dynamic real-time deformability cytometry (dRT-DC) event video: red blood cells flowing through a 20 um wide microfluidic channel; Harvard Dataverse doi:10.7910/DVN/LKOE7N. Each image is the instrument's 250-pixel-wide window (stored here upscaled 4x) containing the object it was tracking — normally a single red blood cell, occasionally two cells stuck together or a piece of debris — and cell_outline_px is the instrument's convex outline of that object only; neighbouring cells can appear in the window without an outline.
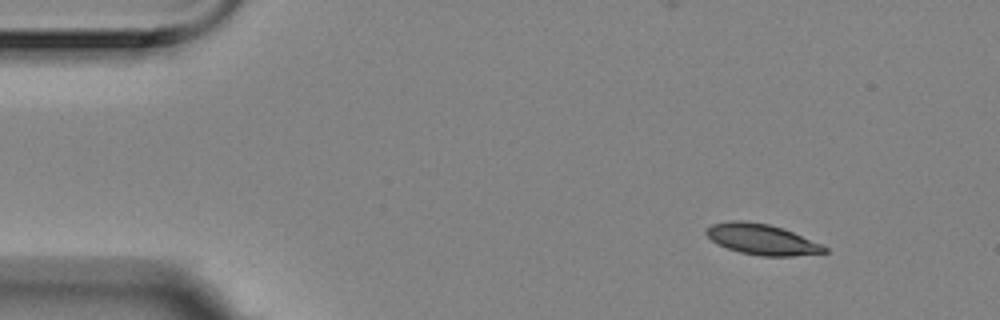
{"species": "Egyptian fruit bat (a non-hibernating species)", "species_latin": "Rousettus aegyptiacus", "temperature_condition": "room temperature", "stored_images_in_passage": 3, "camera_frame_rate_fps": 3000, "um_per_image_px": 0.085, "animal": {"sex": "female"}, "frame": {"image": 1, "passage_image": 1, "time_ms": 0.0, "image_size_px": [1000, 320], "cell_outline_px": [[828, 252], [792, 256], [760, 256], [740, 252], [716, 244], [704, 232], [712, 224], [732, 220], [740, 220], [768, 224], [784, 228], [820, 244], [828, 248]], "centroid_in_image_um": [64.75, 20.35], "position_along_channel_um": 20.3, "area_um2": 20.98}}
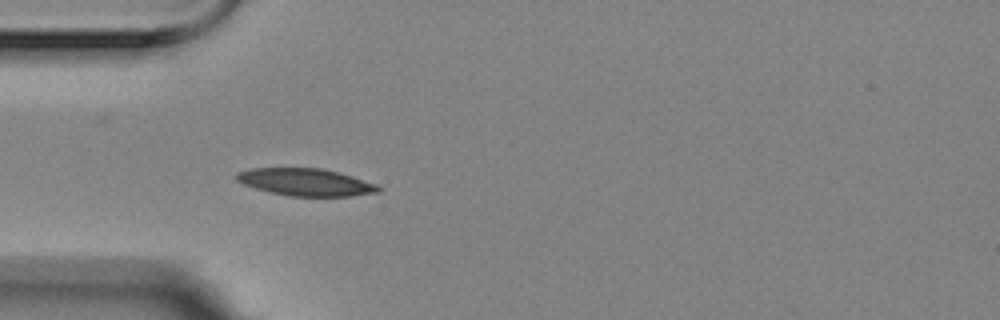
{"frame": {"image": 2, "passage_image": 3, "time_ms": 0.667, "image_size_px": [1000, 320], "cell_outline_px": [[384, 188], [380, 192], [352, 196], [288, 196], [256, 188], [244, 184], [236, 180], [236, 172], [248, 168], [320, 168], [352, 176], [376, 184]], "centroid_in_image_um": [26.0, 15.48], "position_along_channel_um": 59.0, "area_um2": 22.54}}